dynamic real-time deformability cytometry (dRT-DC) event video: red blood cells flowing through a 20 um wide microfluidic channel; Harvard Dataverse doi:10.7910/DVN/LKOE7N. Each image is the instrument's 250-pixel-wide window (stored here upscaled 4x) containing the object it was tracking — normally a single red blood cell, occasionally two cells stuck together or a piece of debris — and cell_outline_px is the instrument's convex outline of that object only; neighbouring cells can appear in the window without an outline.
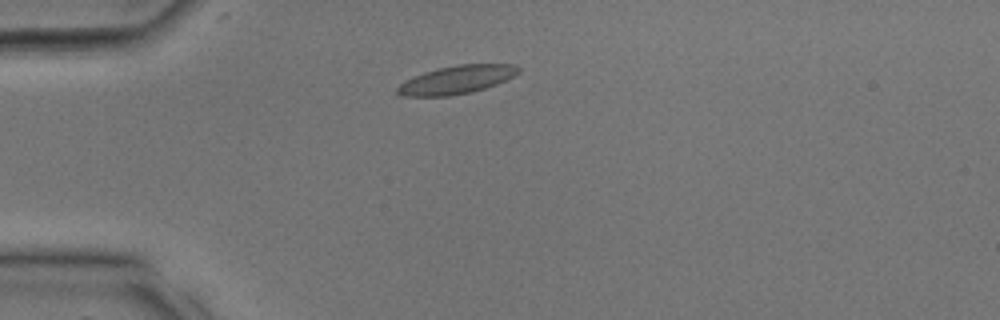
{"species": "common noctule bat (a hibernating species)", "species_latin": "Nyctalus noctula", "temperature_condition": "room temperature", "stored_images_in_passage": 27, "camera_frame_rate_fps": 3000, "um_per_image_px": 0.085, "animal": {"sex": "male", "body_mass_g": 17.9, "forearm_length_mm": 54.2}, "frame": {"image": 1, "passage_image": 4, "time_ms": 1.0, "image_size_px": [1000, 320], "cell_outline_px": [[520, 72], [496, 84], [472, 92], [448, 96], [400, 96], [396, 92], [396, 88], [400, 84], [424, 72], [456, 64], [516, 64], [520, 68]], "centroid_in_image_um": [38.82, 6.78], "position_along_channel_um": 46.2, "area_um2": 19.71}}
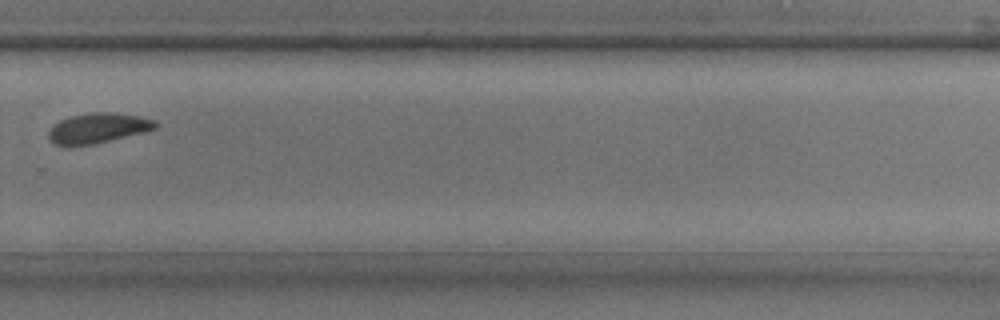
{"frame": {"image": 2, "passage_image": 18, "time_ms": 5.667, "image_size_px": [1000, 320], "cell_outline_px": [[160, 124], [156, 128], [148, 132], [92, 144], [52, 144], [48, 140], [48, 132], [52, 124], [60, 120], [72, 116], [92, 112], [112, 112], [140, 116], [156, 120]], "centroid_in_image_um": [8.38, 10.87], "position_along_channel_um": 321.4, "area_um2": 18.84}}
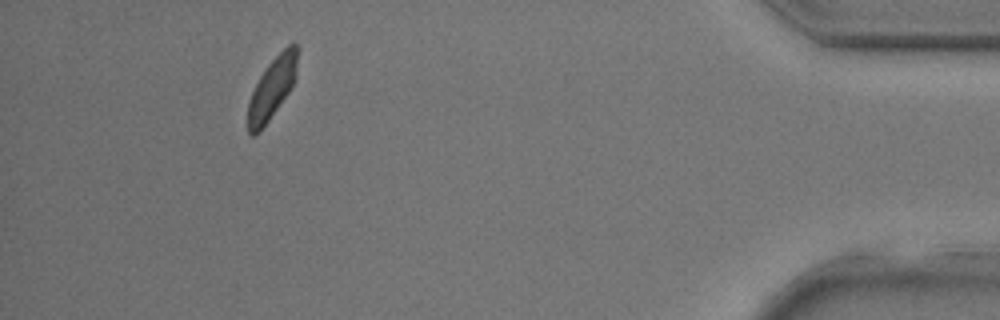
{"frame": {"image": 3, "passage_image": 25, "time_ms": 8.0, "image_size_px": [1000, 320], "cell_outline_px": [[300, 48], [296, 76], [288, 92], [268, 120], [252, 136], [248, 132], [248, 104], [252, 92], [260, 76], [268, 64], [288, 44], [296, 44]], "centroid_in_image_um": [23.16, 7.4], "position_along_channel_um": 412.0, "area_um2": 17.22}}